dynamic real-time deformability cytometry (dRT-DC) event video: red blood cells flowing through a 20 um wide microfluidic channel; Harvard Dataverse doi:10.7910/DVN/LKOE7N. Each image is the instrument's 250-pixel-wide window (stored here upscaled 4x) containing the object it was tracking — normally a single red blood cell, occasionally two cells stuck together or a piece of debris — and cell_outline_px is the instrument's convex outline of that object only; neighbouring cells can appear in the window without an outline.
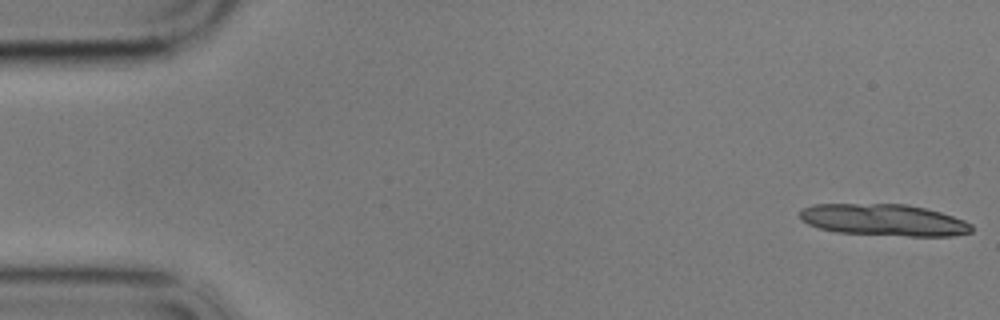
{"species": "common noctule bat (a hibernating species)", "species_latin": "Nyctalus noctula", "temperature_condition": "cold", "stored_images_in_passage": 14, "camera_frame_rate_fps": 3000, "um_per_image_px": 0.085, "animal": {"sex": "male", "body_mass_g": 17.9}, "frame": {"image": 1, "passage_image": 1, "time_ms": 0.0, "image_size_px": [1000, 320], "cell_outline_px": [[972, 232], [952, 236], [908, 236], [836, 232], [820, 228], [808, 224], [800, 220], [800, 208], [812, 204], [908, 204], [940, 212], [964, 220], [972, 224]], "centroid_in_image_um": [75.1, 18.69], "position_along_channel_um": 9.9, "area_um2": 31.85}}